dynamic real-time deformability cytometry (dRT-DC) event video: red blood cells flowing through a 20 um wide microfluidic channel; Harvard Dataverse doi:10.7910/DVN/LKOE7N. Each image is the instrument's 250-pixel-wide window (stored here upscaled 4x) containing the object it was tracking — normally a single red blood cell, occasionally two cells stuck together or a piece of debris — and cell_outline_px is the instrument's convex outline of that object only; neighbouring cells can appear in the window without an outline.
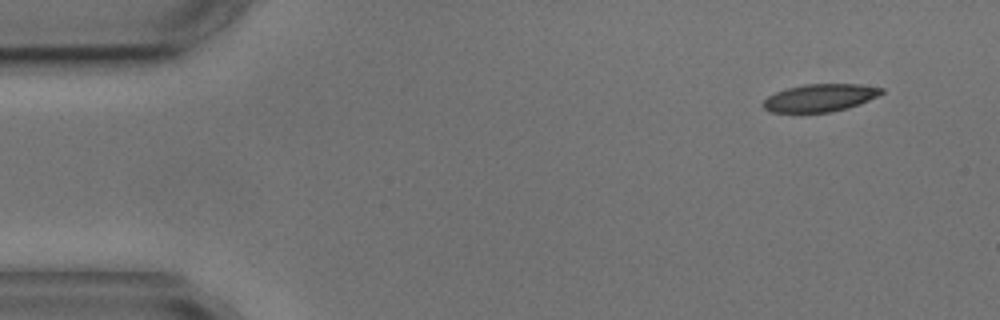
{"species": "common noctule bat (a hibernating species)", "species_latin": "Nyctalus noctula", "temperature_condition": "cold", "stored_images_in_passage": 5, "segment_of_instrument_passage": [1, 2], "camera_frame_rate_fps": 3000, "um_per_image_px": 0.085, "animal": {"sex": "male", "body_mass_g": 17.9, "forearm_length_mm": 54.2}, "frame": {"image": 1, "passage_image": 1, "time_ms": 0.0, "image_size_px": [1000, 320], "cell_outline_px": [[884, 92], [868, 100], [844, 108], [828, 112], [768, 112], [760, 104], [768, 96], [776, 92], [788, 88], [804, 84], [860, 84], [884, 88]], "centroid_in_image_um": [69.65, 8.3], "position_along_channel_um": 15.4, "area_um2": 18.79}}
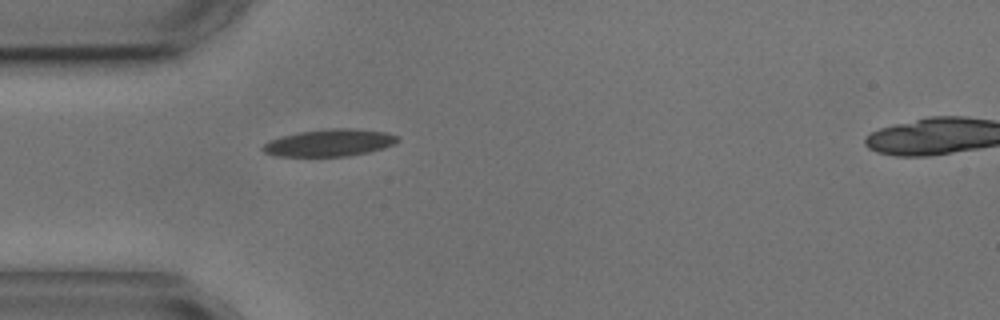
{"frame": {"image": 2, "passage_image": 4, "time_ms": 3.667, "image_size_px": [1000, 320], "cell_outline_px": [[400, 140], [384, 148], [368, 152], [348, 156], [276, 156], [264, 152], [260, 148], [264, 144], [280, 136], [300, 132], [332, 128], [348, 128], [384, 132], [400, 136]], "centroid_in_image_um": [28.01, 12.14], "position_along_channel_um": 57.0, "area_um2": 21.15}}